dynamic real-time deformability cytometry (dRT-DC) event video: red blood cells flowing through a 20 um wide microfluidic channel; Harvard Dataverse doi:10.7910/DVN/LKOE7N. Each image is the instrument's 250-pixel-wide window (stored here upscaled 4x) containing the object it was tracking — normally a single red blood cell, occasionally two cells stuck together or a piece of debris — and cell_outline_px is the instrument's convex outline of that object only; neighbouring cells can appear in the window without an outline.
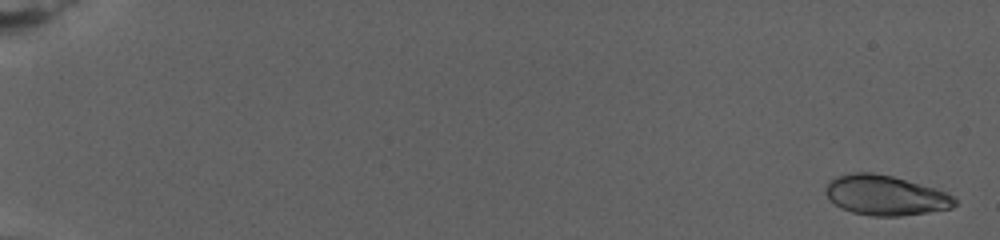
{"species": "human", "species_latin": "Homo sapiens", "temperature_condition": "warm", "stored_images_in_passage": 12, "camera_frame_rate_fps": 3000, "um_per_image_px": 0.085, "donor": {"sex": "female"}, "frame": {"image": 1, "passage_image": 1, "time_ms": 0.0, "image_size_px": [1000, 240], "cell_outline_px": [[956, 204], [952, 208], [928, 212], [900, 216], [872, 216], [852, 212], [840, 208], [824, 192], [824, 188], [828, 180], [836, 176], [852, 172], [872, 172], [892, 176], [932, 188], [944, 192], [952, 196], [956, 200]], "centroid_in_image_um": [75.2, 16.6], "position_along_channel_um": 9.8, "area_um2": 29.88}}
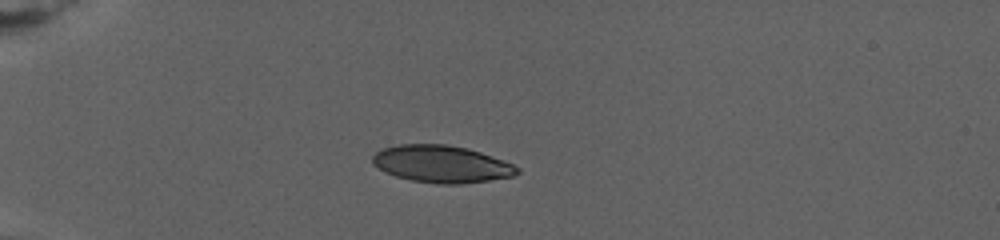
{"frame": {"image": 2, "passage_image": 9, "time_ms": 7.667, "image_size_px": [1000, 240], "cell_outline_px": [[520, 172], [512, 176], [488, 180], [460, 184], [436, 184], [412, 180], [396, 176], [372, 164], [372, 156], [376, 152], [384, 148], [396, 144], [444, 144], [468, 148], [504, 160], [520, 168]], "centroid_in_image_um": [37.54, 13.93], "position_along_channel_um": 47.5, "area_um2": 31.21}}
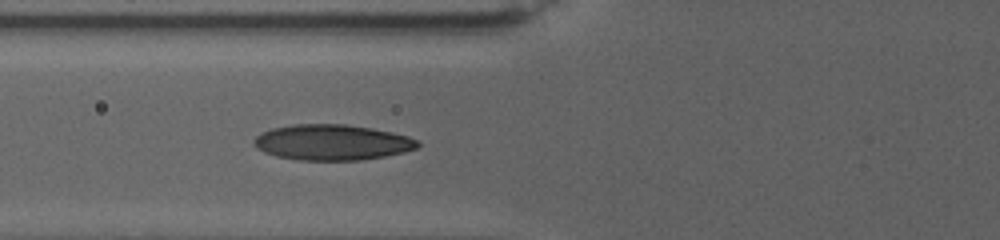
{"frame": {"image": 3, "passage_image": 12, "time_ms": 11.0, "image_size_px": [1000, 240], "cell_outline_px": [[420, 144], [416, 148], [404, 152], [364, 160], [296, 160], [276, 156], [264, 152], [256, 148], [252, 144], [252, 140], [260, 132], [272, 128], [292, 124], [348, 124], [372, 128], [392, 132], [408, 136], [420, 140]], "centroid_in_image_um": [28.2, 12.09], "position_along_channel_um": 97.6, "area_um2": 34.39}}